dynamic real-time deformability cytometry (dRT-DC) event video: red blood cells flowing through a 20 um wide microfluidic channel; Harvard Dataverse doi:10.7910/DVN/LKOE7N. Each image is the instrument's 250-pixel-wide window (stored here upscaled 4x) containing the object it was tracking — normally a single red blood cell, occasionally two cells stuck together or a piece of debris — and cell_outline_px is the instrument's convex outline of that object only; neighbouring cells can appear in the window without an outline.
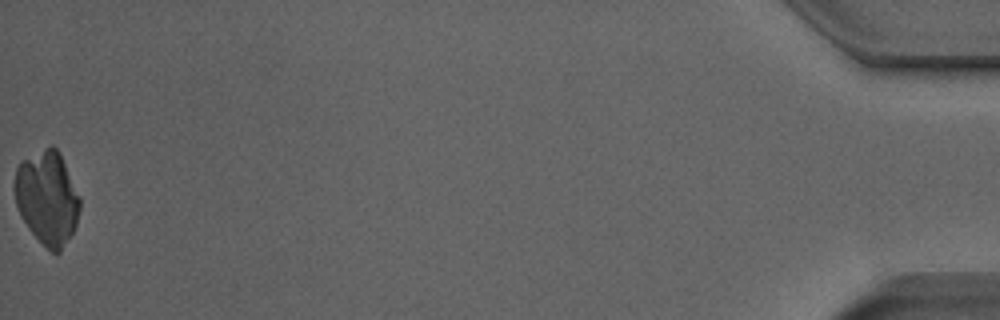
{"species": "Egyptian fruit bat (a non-hibernating species)", "species_latin": "Rousettus aegyptiacus", "temperature_condition": "room temperature", "stored_images_in_passage": 50, "camera_frame_rate_fps": 3000, "um_per_image_px": 0.085, "animal": {"sex": "male"}, "frame": {"image": 1, "passage_image": 50, "time_ms": 16.333, "image_size_px": [1000, 320], "cell_outline_px": [[80, 208], [76, 224], [72, 232], [60, 252], [56, 256], [28, 228], [20, 216], [16, 204], [16, 168], [20, 160], [52, 144], [56, 148], [64, 164], [80, 200]], "centroid_in_image_um": [4.0, 16.82], "position_along_channel_um": 431.2, "area_um2": 34.85}}